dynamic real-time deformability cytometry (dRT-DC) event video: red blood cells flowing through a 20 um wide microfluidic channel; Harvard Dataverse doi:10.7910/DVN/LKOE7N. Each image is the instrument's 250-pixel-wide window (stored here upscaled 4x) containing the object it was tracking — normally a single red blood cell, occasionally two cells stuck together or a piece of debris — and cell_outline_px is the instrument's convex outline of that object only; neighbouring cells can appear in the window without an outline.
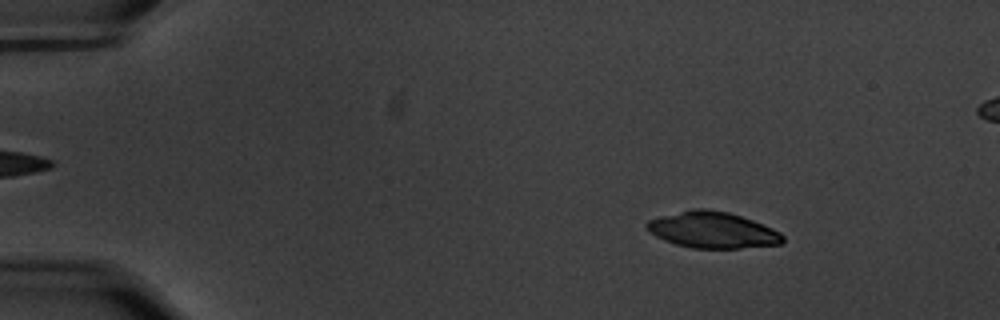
{"species": "common noctule bat (a hibernating species)", "species_latin": "Nyctalus noctula", "temperature_condition": "warm", "stored_images_in_passage": 51, "camera_frame_rate_fps": 3000, "um_per_image_px": 0.085, "animal": {"sex": "male", "body_mass_g": 20.1, "forearm_length_mm": 53.5}, "frame": {"image": 1, "passage_image": 1, "time_ms": 0.0, "image_size_px": [1000, 320], "cell_outline_px": [[784, 240], [780, 244], [740, 248], [692, 248], [676, 244], [664, 240], [656, 236], [644, 224], [648, 220], [660, 216], [692, 208], [704, 208], [728, 212], [752, 220], [772, 228], [780, 232], [784, 236]], "centroid_in_image_um": [60.56, 19.54], "position_along_channel_um": 24.4, "area_um2": 28.55}}